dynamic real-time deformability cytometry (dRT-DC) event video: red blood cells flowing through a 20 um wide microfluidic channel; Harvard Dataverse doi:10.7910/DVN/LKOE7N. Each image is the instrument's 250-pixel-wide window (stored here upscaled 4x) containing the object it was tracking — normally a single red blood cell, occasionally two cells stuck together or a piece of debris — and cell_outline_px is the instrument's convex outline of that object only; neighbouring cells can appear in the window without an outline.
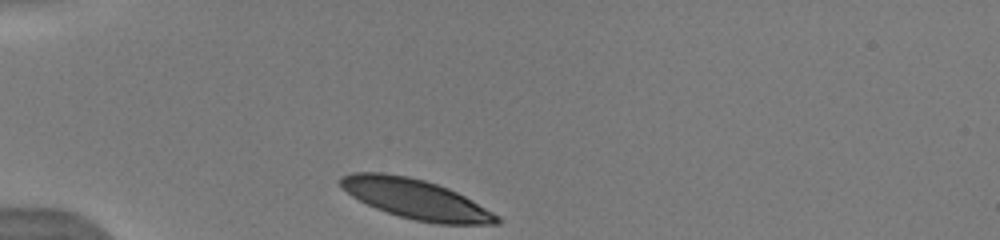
{"species": "human", "species_latin": "Homo sapiens", "temperature_condition": "warm", "stored_images_in_passage": 6, "camera_frame_rate_fps": 3000, "um_per_image_px": 0.085, "donor": {"sex": "male"}, "frame": {"image": 1, "passage_image": 1, "time_ms": 0.0, "image_size_px": [1000, 240], "cell_outline_px": [[500, 224], [440, 224], [416, 220], [400, 216], [376, 208], [352, 196], [340, 184], [340, 176], [352, 172], [384, 172], [408, 176], [424, 180], [448, 188], [472, 200], [500, 216]], "centroid_in_image_um": [35.36, 16.91], "position_along_channel_um": 49.6, "area_um2": 35.84}}